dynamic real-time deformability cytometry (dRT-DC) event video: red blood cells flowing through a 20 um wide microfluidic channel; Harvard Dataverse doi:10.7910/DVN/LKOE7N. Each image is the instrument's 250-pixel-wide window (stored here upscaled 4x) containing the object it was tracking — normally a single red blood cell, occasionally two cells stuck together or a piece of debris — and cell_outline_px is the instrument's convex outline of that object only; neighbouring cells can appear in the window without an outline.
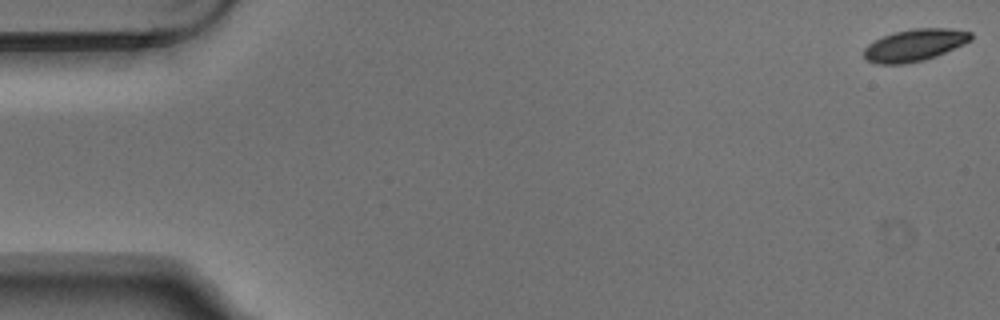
{"species": "Egyptian fruit bat (a non-hibernating species)", "species_latin": "Rousettus aegyptiacus", "temperature_condition": "warm", "stored_images_in_passage": 5, "camera_frame_rate_fps": 3000, "um_per_image_px": 0.085, "animal": {"sex": "male"}, "frame": {"image": 1, "passage_image": 5, "time_ms": 1.333, "image_size_px": [1000, 320], "cell_outline_px": [[972, 40], [964, 44], [936, 56], [924, 60], [904, 64], [876, 64], [864, 60], [864, 48], [868, 44], [884, 36], [896, 32], [912, 28], [948, 28], [972, 32]], "centroid_in_image_um": [77.74, 3.84], "position_along_channel_um": 7.3, "area_um2": 20.0}}